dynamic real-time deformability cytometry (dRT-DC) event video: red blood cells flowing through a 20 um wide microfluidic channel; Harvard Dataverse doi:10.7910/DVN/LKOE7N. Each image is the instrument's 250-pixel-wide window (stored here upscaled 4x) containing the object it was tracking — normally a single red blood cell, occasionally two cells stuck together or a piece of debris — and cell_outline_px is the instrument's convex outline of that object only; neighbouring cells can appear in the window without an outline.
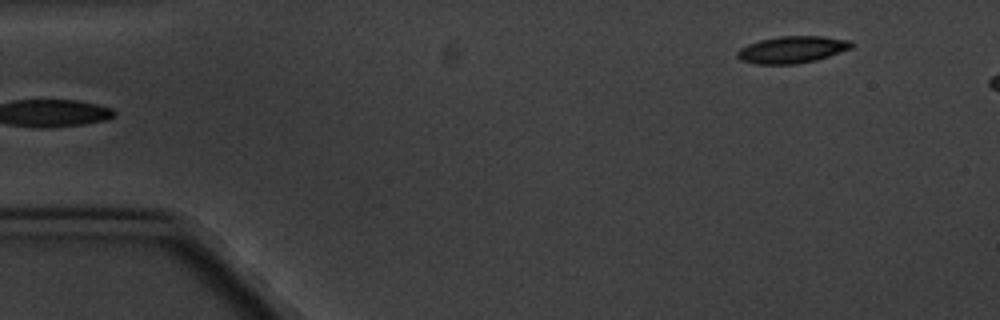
{"species": "common noctule bat (a hibernating species)", "species_latin": "Nyctalus noctula", "temperature_condition": "cold", "stored_images_in_passage": 6, "camera_frame_rate_fps": 3000, "um_per_image_px": 0.085, "animal": {"sex": "male", "body_mass_g": 20.1, "forearm_length_mm": 53.5}, "frame": {"image": 1, "passage_image": 6, "time_ms": 6.0, "image_size_px": [1000, 320], "cell_outline_px": [[856, 44], [852, 48], [816, 60], [796, 64], [756, 64], [740, 60], [736, 56], [736, 52], [740, 48], [748, 44], [760, 40], [776, 36], [824, 36], [852, 40]], "centroid_in_image_um": [67.35, 4.21], "position_along_channel_um": 17.7, "area_um2": 18.15}}